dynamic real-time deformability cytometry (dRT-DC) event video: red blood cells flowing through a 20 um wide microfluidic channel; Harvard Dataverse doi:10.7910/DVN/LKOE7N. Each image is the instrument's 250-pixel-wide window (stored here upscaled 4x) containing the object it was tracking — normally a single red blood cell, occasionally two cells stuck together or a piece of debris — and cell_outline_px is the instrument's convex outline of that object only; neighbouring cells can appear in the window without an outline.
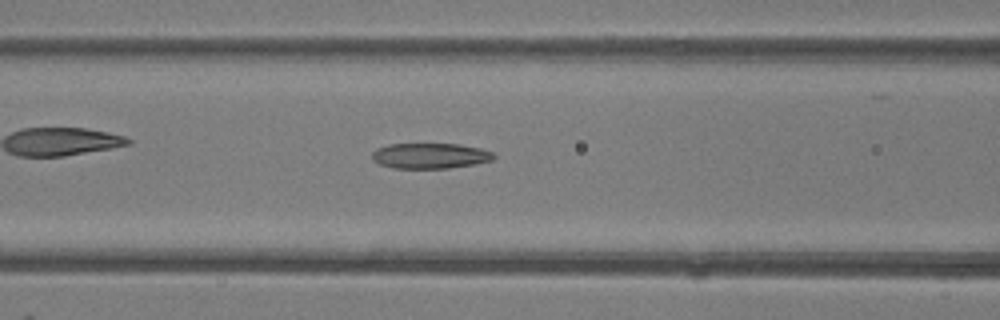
{"species": "common noctule bat (a hibernating species)", "species_latin": "Nyctalus noctula", "temperature_condition": "room temperature", "stored_images_in_passage": 45, "camera_frame_rate_fps": 3000, "um_per_image_px": 0.085, "animal": {"sex": "female"}, "frame": {"image": 1, "passage_image": 17, "time_ms": 5.333, "image_size_px": [1000, 320], "cell_outline_px": [[496, 156], [492, 160], [476, 164], [448, 168], [392, 168], [380, 164], [372, 160], [372, 152], [376, 148], [388, 144], [460, 144], [480, 148], [492, 152]], "centroid_in_image_um": [36.55, 13.24], "position_along_channel_um": 130.1, "area_um2": 18.15}}
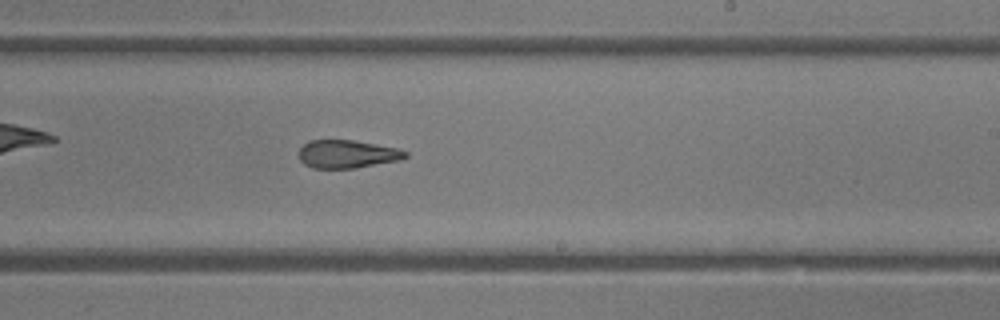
{"frame": {"image": 2, "passage_image": 26, "time_ms": 8.333, "image_size_px": [1000, 320], "cell_outline_px": [[408, 156], [400, 160], [356, 168], [312, 168], [304, 164], [300, 160], [300, 148], [308, 140], [352, 140], [400, 148], [408, 152]], "centroid_in_image_um": [29.54, 13.09], "position_along_channel_um": 259.5, "area_um2": 17.51}}
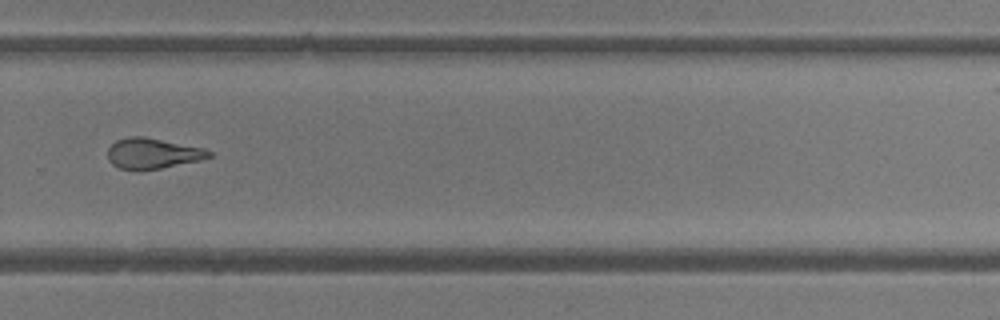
{"frame": {"image": 3, "passage_image": 30, "time_ms": 9.667, "image_size_px": [1000, 320], "cell_outline_px": [[212, 156], [200, 160], [140, 172], [136, 172], [120, 168], [112, 164], [108, 160], [108, 148], [116, 140], [132, 136], [144, 136], [204, 148], [212, 152]], "centroid_in_image_um": [12.95, 13.06], "position_along_channel_um": 316.9, "area_um2": 18.26}, "authors_computed_cell_mechanics": {"area_um2": 19.3052, "velocity_mm_per_s": 4.3151, "shape_relaxation_time_tau1_ms": null, "shape_relaxation_time_tau2_ms": 1.6786, "deformation_change_tau1": null, "deformation_change_tau2": 0.104}}